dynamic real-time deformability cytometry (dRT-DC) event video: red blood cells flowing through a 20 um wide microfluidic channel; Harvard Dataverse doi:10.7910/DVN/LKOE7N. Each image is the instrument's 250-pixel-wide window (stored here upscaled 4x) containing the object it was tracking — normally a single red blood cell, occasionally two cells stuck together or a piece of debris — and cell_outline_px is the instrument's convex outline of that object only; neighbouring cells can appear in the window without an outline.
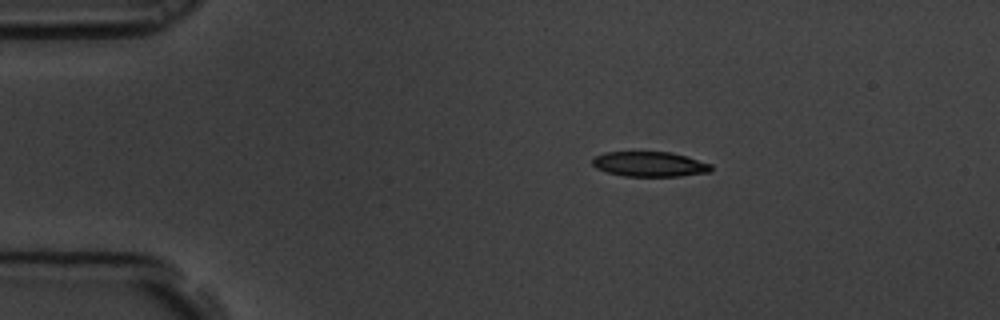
{"species": "common noctule bat (a hibernating species)", "species_latin": "Nyctalus noctula", "temperature_condition": "room temperature", "stored_images_in_passage": 48, "camera_frame_rate_fps": 3000, "um_per_image_px": 0.085, "animal": {"sex": "male", "body_mass_g": 19.5, "forearm_length_mm": 54.6}, "frame": {"image": 1, "passage_image": 1, "time_ms": 0.0, "image_size_px": [1000, 320], "cell_outline_px": [[712, 172], [680, 176], [624, 176], [608, 172], [596, 168], [592, 164], [592, 160], [596, 156], [604, 152], [672, 152], [712, 164]], "centroid_in_image_um": [55.25, 13.95], "position_along_channel_um": 29.8, "area_um2": 17.28}}
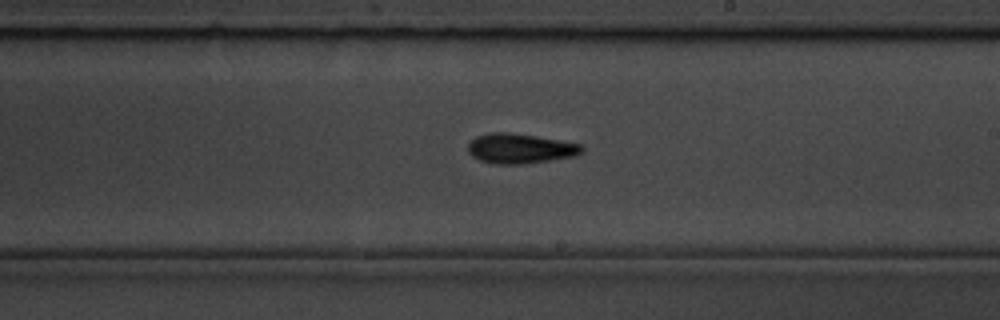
{"frame": {"image": 2, "passage_image": 24, "time_ms": 7.667, "image_size_px": [1000, 320], "cell_outline_px": [[584, 148], [576, 156], [524, 164], [492, 164], [480, 160], [472, 156], [468, 152], [468, 144], [476, 136], [488, 132], [508, 132], [536, 136], [584, 144]], "centroid_in_image_um": [44.21, 12.62], "position_along_channel_um": 244.8, "area_um2": 20.0}}
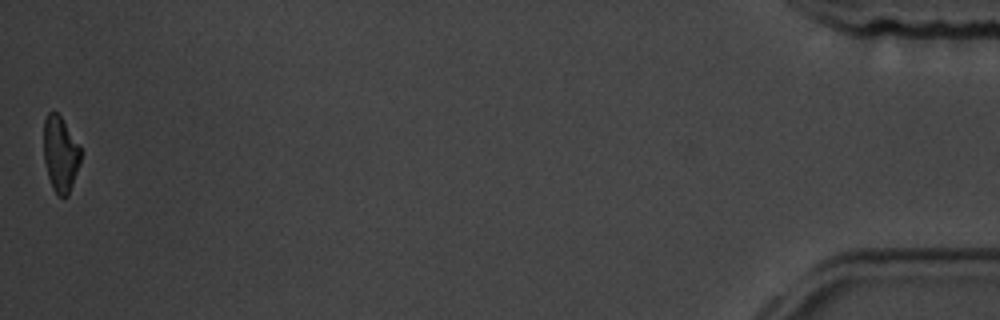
{"frame": {"image": 3, "passage_image": 48, "time_ms": 15.667, "image_size_px": [1000, 320], "cell_outline_px": [[80, 164], [68, 196], [60, 196], [52, 188], [48, 176], [44, 160], [44, 120], [48, 112], [56, 112], [60, 116], [80, 144]], "centroid_in_image_um": [5.14, 13.09], "position_along_channel_um": 430.1, "area_um2": 16.24}, "authors_computed_cell_mechanics": {"area_um2": 18.4382, "velocity_mm_per_s": 3.5327, "shape_relaxation_time_tau1_ms": 4.7681, "shape_relaxation_time_tau2_ms": 9.2705, "deformation_change_tau1": 0.1715, "deformation_change_tau2": 0.187}}